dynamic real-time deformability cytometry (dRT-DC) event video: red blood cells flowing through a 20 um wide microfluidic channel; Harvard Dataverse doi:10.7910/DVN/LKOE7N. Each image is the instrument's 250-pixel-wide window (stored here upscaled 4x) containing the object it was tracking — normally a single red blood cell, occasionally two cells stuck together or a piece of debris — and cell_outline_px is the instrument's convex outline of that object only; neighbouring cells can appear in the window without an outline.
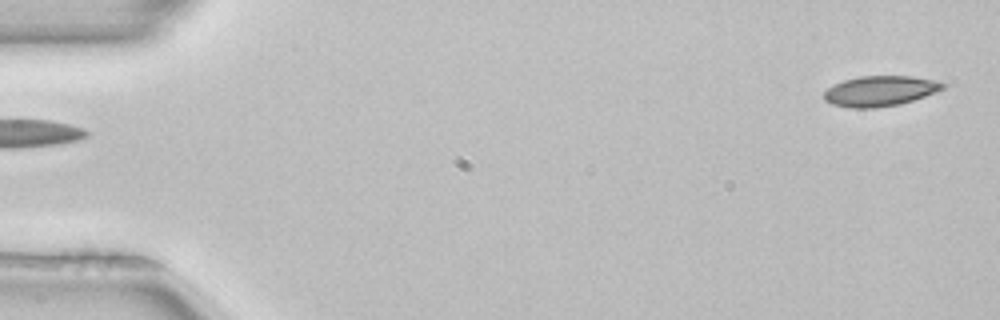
{"species": "common noctule bat (a hibernating species)", "species_latin": "Nyctalus noctula", "temperature_condition": "room temperature", "stored_images_in_passage": 3, "segment_of_instrument_passage": [2, 2], "camera_frame_rate_fps": 3000, "um_per_image_px": 0.085, "animal": {"sex": "female", "body_mass_g": 22.7, "forearm_length_mm": 54.2}, "frame": {"image": 1, "passage_image": 3, "time_ms": 0.667, "image_size_px": [1000, 320], "cell_outline_px": [[948, 84], [944, 88], [924, 96], [900, 104], [876, 108], [848, 108], [832, 104], [824, 100], [824, 92], [832, 84], [844, 80], [860, 76], [912, 76], [936, 80]], "centroid_in_image_um": [74.79, 7.73], "position_along_channel_um": 10.2, "area_um2": 21.1}}